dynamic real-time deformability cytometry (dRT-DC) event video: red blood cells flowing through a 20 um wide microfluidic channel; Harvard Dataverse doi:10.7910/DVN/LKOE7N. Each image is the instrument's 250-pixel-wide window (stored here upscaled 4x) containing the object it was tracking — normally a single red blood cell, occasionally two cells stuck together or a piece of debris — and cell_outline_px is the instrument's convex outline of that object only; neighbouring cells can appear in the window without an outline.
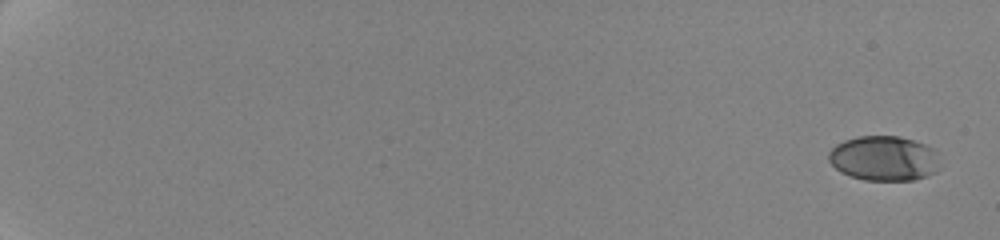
{"species": "human", "species_latin": "Homo sapiens", "temperature_condition": "cold", "stored_images_in_passage": 34, "camera_frame_rate_fps": 3000, "um_per_image_px": 0.085, "donor": {"sex": "female"}, "frame": {"image": 1, "passage_image": 1, "time_ms": 0.0, "image_size_px": [1000, 240], "cell_outline_px": [[936, 172], [912, 180], [864, 180], [840, 172], [828, 160], [828, 152], [836, 144], [844, 140], [856, 136], [900, 136], [924, 144], [932, 148]], "centroid_in_image_um": [75.03, 13.45], "position_along_channel_um": 10.0, "area_um2": 28.55}}
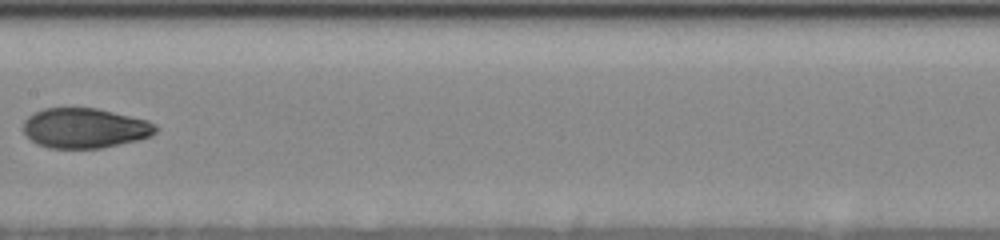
{"frame": {"image": 2, "passage_image": 19, "time_ms": 11.667, "image_size_px": [1000, 240], "cell_outline_px": [[160, 128], [152, 136], [140, 140], [100, 148], [48, 148], [36, 144], [24, 132], [24, 120], [28, 116], [44, 108], [96, 108], [148, 120], [156, 124]], "centroid_in_image_um": [7.25, 10.89], "position_along_channel_um": 200.1, "area_um2": 30.98}}
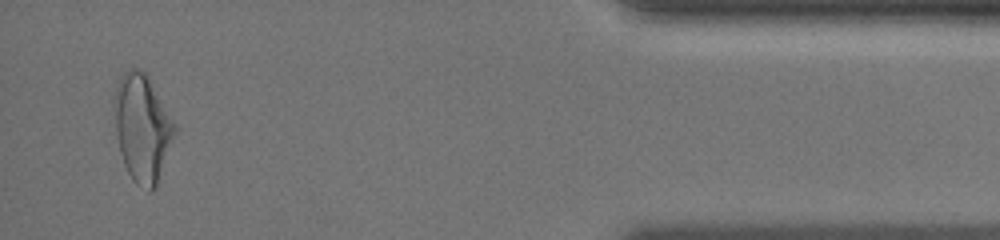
{"frame": {"image": 3, "passage_image": 34, "time_ms": 19.333, "image_size_px": [1000, 240], "cell_outline_px": [[176, 128], [156, 188], [152, 192], [148, 192], [136, 184], [132, 180], [124, 164], [120, 152], [116, 136], [112, 104], [112, 100], [120, 76], [128, 68], [136, 68], [144, 72], [148, 76], [176, 124]], "centroid_in_image_um": [12.06, 10.87], "position_along_channel_um": 423.1, "area_um2": 37.97}, "authors_computed_cell_mechanics": {"area_um2": 31.2698, "velocity_mm_per_s": 3.5244, "shape_relaxation_time_tau1_ms": 4.5845, "shape_relaxation_time_tau2_ms": 1.8742, "deformation_change_tau1": 0.1512, "deformation_change_tau2": 0.0628}}